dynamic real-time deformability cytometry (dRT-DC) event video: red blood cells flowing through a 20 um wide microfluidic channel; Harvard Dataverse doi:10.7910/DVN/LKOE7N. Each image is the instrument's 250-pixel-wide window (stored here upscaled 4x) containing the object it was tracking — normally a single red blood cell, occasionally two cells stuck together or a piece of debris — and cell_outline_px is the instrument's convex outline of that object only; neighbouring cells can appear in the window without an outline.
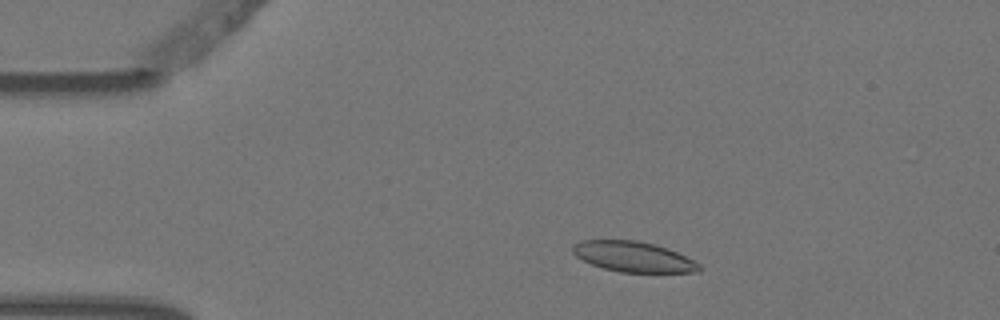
{"species": "Egyptian fruit bat (a non-hibernating species)", "species_latin": "Rousettus aegyptiacus", "temperature_condition": "warm", "stored_images_in_passage": 3, "camera_frame_rate_fps": 3000, "um_per_image_px": 0.085, "animal": {"sex": "female"}, "frame": {"image": 1, "passage_image": 2, "time_ms": 0.333, "image_size_px": [1000, 320], "cell_outline_px": [[704, 268], [700, 272], [620, 272], [604, 268], [592, 264], [576, 256], [572, 252], [572, 248], [580, 240], [636, 240], [668, 248], [700, 264]], "centroid_in_image_um": [53.86, 21.82], "position_along_channel_um": 31.1, "area_um2": 22.2}}